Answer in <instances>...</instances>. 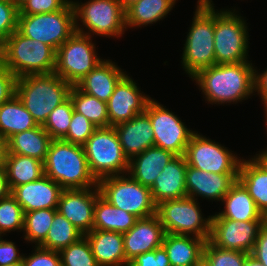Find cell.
Listing matches in <instances>:
<instances>
[{"instance_id": "cell-1", "label": "cell", "mask_w": 267, "mask_h": 266, "mask_svg": "<svg viewBox=\"0 0 267 266\" xmlns=\"http://www.w3.org/2000/svg\"><path fill=\"white\" fill-rule=\"evenodd\" d=\"M191 78L210 104L237 103L255 93V68L250 61L215 64Z\"/></svg>"}, {"instance_id": "cell-2", "label": "cell", "mask_w": 267, "mask_h": 266, "mask_svg": "<svg viewBox=\"0 0 267 266\" xmlns=\"http://www.w3.org/2000/svg\"><path fill=\"white\" fill-rule=\"evenodd\" d=\"M44 173L63 189L98 186L90 172L84 147L63 139H52L44 161Z\"/></svg>"}, {"instance_id": "cell-3", "label": "cell", "mask_w": 267, "mask_h": 266, "mask_svg": "<svg viewBox=\"0 0 267 266\" xmlns=\"http://www.w3.org/2000/svg\"><path fill=\"white\" fill-rule=\"evenodd\" d=\"M56 51L48 44L32 40L18 30L0 47V62L17 78L55 71Z\"/></svg>"}, {"instance_id": "cell-4", "label": "cell", "mask_w": 267, "mask_h": 266, "mask_svg": "<svg viewBox=\"0 0 267 266\" xmlns=\"http://www.w3.org/2000/svg\"><path fill=\"white\" fill-rule=\"evenodd\" d=\"M71 87L55 72L28 75L17 78L15 95L37 124L43 125L51 111L69 97Z\"/></svg>"}, {"instance_id": "cell-5", "label": "cell", "mask_w": 267, "mask_h": 266, "mask_svg": "<svg viewBox=\"0 0 267 266\" xmlns=\"http://www.w3.org/2000/svg\"><path fill=\"white\" fill-rule=\"evenodd\" d=\"M189 33L184 44L182 66L193 77L198 71L216 64L214 47V4L198 0Z\"/></svg>"}, {"instance_id": "cell-6", "label": "cell", "mask_w": 267, "mask_h": 266, "mask_svg": "<svg viewBox=\"0 0 267 266\" xmlns=\"http://www.w3.org/2000/svg\"><path fill=\"white\" fill-rule=\"evenodd\" d=\"M90 172L97 181L127 174L129 160L114 127H98L83 145Z\"/></svg>"}, {"instance_id": "cell-7", "label": "cell", "mask_w": 267, "mask_h": 266, "mask_svg": "<svg viewBox=\"0 0 267 266\" xmlns=\"http://www.w3.org/2000/svg\"><path fill=\"white\" fill-rule=\"evenodd\" d=\"M17 30L32 40L48 44L56 51L76 32L72 0L55 12L19 15Z\"/></svg>"}, {"instance_id": "cell-8", "label": "cell", "mask_w": 267, "mask_h": 266, "mask_svg": "<svg viewBox=\"0 0 267 266\" xmlns=\"http://www.w3.org/2000/svg\"><path fill=\"white\" fill-rule=\"evenodd\" d=\"M196 199L184 197L156 205V215L165 233L189 235L206 241L211 234V216L202 217ZM204 218V219H203Z\"/></svg>"}, {"instance_id": "cell-9", "label": "cell", "mask_w": 267, "mask_h": 266, "mask_svg": "<svg viewBox=\"0 0 267 266\" xmlns=\"http://www.w3.org/2000/svg\"><path fill=\"white\" fill-rule=\"evenodd\" d=\"M76 32L92 37L91 33L101 36L120 37L126 31L125 9L119 0H89L85 3L73 2ZM88 32L80 27V21ZM125 28V30H124Z\"/></svg>"}, {"instance_id": "cell-10", "label": "cell", "mask_w": 267, "mask_h": 266, "mask_svg": "<svg viewBox=\"0 0 267 266\" xmlns=\"http://www.w3.org/2000/svg\"><path fill=\"white\" fill-rule=\"evenodd\" d=\"M115 175L98 181L101 196L116 208L146 218L156 214L150 187L140 184L129 175Z\"/></svg>"}, {"instance_id": "cell-11", "label": "cell", "mask_w": 267, "mask_h": 266, "mask_svg": "<svg viewBox=\"0 0 267 266\" xmlns=\"http://www.w3.org/2000/svg\"><path fill=\"white\" fill-rule=\"evenodd\" d=\"M244 19L232 10L214 9L216 64L247 62L248 31Z\"/></svg>"}, {"instance_id": "cell-12", "label": "cell", "mask_w": 267, "mask_h": 266, "mask_svg": "<svg viewBox=\"0 0 267 266\" xmlns=\"http://www.w3.org/2000/svg\"><path fill=\"white\" fill-rule=\"evenodd\" d=\"M95 44L88 35L74 32L56 50L55 73L75 86L103 59L96 54Z\"/></svg>"}, {"instance_id": "cell-13", "label": "cell", "mask_w": 267, "mask_h": 266, "mask_svg": "<svg viewBox=\"0 0 267 266\" xmlns=\"http://www.w3.org/2000/svg\"><path fill=\"white\" fill-rule=\"evenodd\" d=\"M145 112L154 132V146L176 156L184 155L195 131L188 129L179 117L152 98L147 103Z\"/></svg>"}, {"instance_id": "cell-14", "label": "cell", "mask_w": 267, "mask_h": 266, "mask_svg": "<svg viewBox=\"0 0 267 266\" xmlns=\"http://www.w3.org/2000/svg\"><path fill=\"white\" fill-rule=\"evenodd\" d=\"M184 157L187 165L212 173H239L242 159L224 146L194 133L186 147Z\"/></svg>"}, {"instance_id": "cell-15", "label": "cell", "mask_w": 267, "mask_h": 266, "mask_svg": "<svg viewBox=\"0 0 267 266\" xmlns=\"http://www.w3.org/2000/svg\"><path fill=\"white\" fill-rule=\"evenodd\" d=\"M266 220L234 221L211 219L209 241L224 250H237L251 254L259 230Z\"/></svg>"}, {"instance_id": "cell-16", "label": "cell", "mask_w": 267, "mask_h": 266, "mask_svg": "<svg viewBox=\"0 0 267 266\" xmlns=\"http://www.w3.org/2000/svg\"><path fill=\"white\" fill-rule=\"evenodd\" d=\"M100 195L98 186L93 189H63L57 211L85 235L93 230L94 205Z\"/></svg>"}, {"instance_id": "cell-17", "label": "cell", "mask_w": 267, "mask_h": 266, "mask_svg": "<svg viewBox=\"0 0 267 266\" xmlns=\"http://www.w3.org/2000/svg\"><path fill=\"white\" fill-rule=\"evenodd\" d=\"M140 92L137 83L127 74L118 82L107 102L109 126L127 122L145 111L151 97Z\"/></svg>"}, {"instance_id": "cell-18", "label": "cell", "mask_w": 267, "mask_h": 266, "mask_svg": "<svg viewBox=\"0 0 267 266\" xmlns=\"http://www.w3.org/2000/svg\"><path fill=\"white\" fill-rule=\"evenodd\" d=\"M164 235L163 225L156 214L139 218L132 228L123 233L126 266L137 255L151 252L162 246Z\"/></svg>"}, {"instance_id": "cell-19", "label": "cell", "mask_w": 267, "mask_h": 266, "mask_svg": "<svg viewBox=\"0 0 267 266\" xmlns=\"http://www.w3.org/2000/svg\"><path fill=\"white\" fill-rule=\"evenodd\" d=\"M238 174H217L202 171L187 165L185 178L187 196L196 200L198 198H195V196L222 201L231 186L238 180Z\"/></svg>"}, {"instance_id": "cell-20", "label": "cell", "mask_w": 267, "mask_h": 266, "mask_svg": "<svg viewBox=\"0 0 267 266\" xmlns=\"http://www.w3.org/2000/svg\"><path fill=\"white\" fill-rule=\"evenodd\" d=\"M63 188L46 175L34 182L16 186L11 194L22 206L23 212L57 209Z\"/></svg>"}, {"instance_id": "cell-21", "label": "cell", "mask_w": 267, "mask_h": 266, "mask_svg": "<svg viewBox=\"0 0 267 266\" xmlns=\"http://www.w3.org/2000/svg\"><path fill=\"white\" fill-rule=\"evenodd\" d=\"M187 163L184 155L174 157L156 177L150 187L155 205L166 200L180 199L187 196L186 189Z\"/></svg>"}, {"instance_id": "cell-22", "label": "cell", "mask_w": 267, "mask_h": 266, "mask_svg": "<svg viewBox=\"0 0 267 266\" xmlns=\"http://www.w3.org/2000/svg\"><path fill=\"white\" fill-rule=\"evenodd\" d=\"M114 129L128 160L154 146V132L145 111L127 122L115 125Z\"/></svg>"}, {"instance_id": "cell-23", "label": "cell", "mask_w": 267, "mask_h": 266, "mask_svg": "<svg viewBox=\"0 0 267 266\" xmlns=\"http://www.w3.org/2000/svg\"><path fill=\"white\" fill-rule=\"evenodd\" d=\"M125 75L115 62L103 60L75 86L80 91L107 103L116 85Z\"/></svg>"}, {"instance_id": "cell-24", "label": "cell", "mask_w": 267, "mask_h": 266, "mask_svg": "<svg viewBox=\"0 0 267 266\" xmlns=\"http://www.w3.org/2000/svg\"><path fill=\"white\" fill-rule=\"evenodd\" d=\"M175 154L158 147L147 148L129 160L128 174L140 184L151 187L162 169L174 158Z\"/></svg>"}, {"instance_id": "cell-25", "label": "cell", "mask_w": 267, "mask_h": 266, "mask_svg": "<svg viewBox=\"0 0 267 266\" xmlns=\"http://www.w3.org/2000/svg\"><path fill=\"white\" fill-rule=\"evenodd\" d=\"M85 236L99 266H126L123 233L93 229Z\"/></svg>"}, {"instance_id": "cell-26", "label": "cell", "mask_w": 267, "mask_h": 266, "mask_svg": "<svg viewBox=\"0 0 267 266\" xmlns=\"http://www.w3.org/2000/svg\"><path fill=\"white\" fill-rule=\"evenodd\" d=\"M225 204L223 211L211 215V219H231L234 221L266 220L257 209L253 198L244 185L237 180L223 197Z\"/></svg>"}, {"instance_id": "cell-27", "label": "cell", "mask_w": 267, "mask_h": 266, "mask_svg": "<svg viewBox=\"0 0 267 266\" xmlns=\"http://www.w3.org/2000/svg\"><path fill=\"white\" fill-rule=\"evenodd\" d=\"M205 243L194 236L165 233L162 246L171 266H194L203 257Z\"/></svg>"}, {"instance_id": "cell-28", "label": "cell", "mask_w": 267, "mask_h": 266, "mask_svg": "<svg viewBox=\"0 0 267 266\" xmlns=\"http://www.w3.org/2000/svg\"><path fill=\"white\" fill-rule=\"evenodd\" d=\"M52 138L38 125L30 130L12 135L7 140L8 154L26 155L45 161Z\"/></svg>"}, {"instance_id": "cell-29", "label": "cell", "mask_w": 267, "mask_h": 266, "mask_svg": "<svg viewBox=\"0 0 267 266\" xmlns=\"http://www.w3.org/2000/svg\"><path fill=\"white\" fill-rule=\"evenodd\" d=\"M37 126L33 116L16 95L0 105V136L4 139L8 140L12 135Z\"/></svg>"}, {"instance_id": "cell-30", "label": "cell", "mask_w": 267, "mask_h": 266, "mask_svg": "<svg viewBox=\"0 0 267 266\" xmlns=\"http://www.w3.org/2000/svg\"><path fill=\"white\" fill-rule=\"evenodd\" d=\"M138 218L123 209L111 205L101 195L96 199L93 214V229L125 233Z\"/></svg>"}, {"instance_id": "cell-31", "label": "cell", "mask_w": 267, "mask_h": 266, "mask_svg": "<svg viewBox=\"0 0 267 266\" xmlns=\"http://www.w3.org/2000/svg\"><path fill=\"white\" fill-rule=\"evenodd\" d=\"M238 180L248 190L257 209L267 217V172L253 158L242 159Z\"/></svg>"}, {"instance_id": "cell-32", "label": "cell", "mask_w": 267, "mask_h": 266, "mask_svg": "<svg viewBox=\"0 0 267 266\" xmlns=\"http://www.w3.org/2000/svg\"><path fill=\"white\" fill-rule=\"evenodd\" d=\"M176 0H139L125 9L127 27H141L162 20L175 5Z\"/></svg>"}, {"instance_id": "cell-33", "label": "cell", "mask_w": 267, "mask_h": 266, "mask_svg": "<svg viewBox=\"0 0 267 266\" xmlns=\"http://www.w3.org/2000/svg\"><path fill=\"white\" fill-rule=\"evenodd\" d=\"M5 171L10 190L16 186L38 180L44 173V162L18 154H7Z\"/></svg>"}, {"instance_id": "cell-34", "label": "cell", "mask_w": 267, "mask_h": 266, "mask_svg": "<svg viewBox=\"0 0 267 266\" xmlns=\"http://www.w3.org/2000/svg\"><path fill=\"white\" fill-rule=\"evenodd\" d=\"M69 97L75 112L84 115L97 127H109L106 102L80 91L76 86L71 87Z\"/></svg>"}, {"instance_id": "cell-35", "label": "cell", "mask_w": 267, "mask_h": 266, "mask_svg": "<svg viewBox=\"0 0 267 266\" xmlns=\"http://www.w3.org/2000/svg\"><path fill=\"white\" fill-rule=\"evenodd\" d=\"M51 224L46 239L39 245L44 249L60 251L84 236L58 211L55 212Z\"/></svg>"}, {"instance_id": "cell-36", "label": "cell", "mask_w": 267, "mask_h": 266, "mask_svg": "<svg viewBox=\"0 0 267 266\" xmlns=\"http://www.w3.org/2000/svg\"><path fill=\"white\" fill-rule=\"evenodd\" d=\"M57 209H40L24 213V239L39 246L45 239L52 225Z\"/></svg>"}, {"instance_id": "cell-37", "label": "cell", "mask_w": 267, "mask_h": 266, "mask_svg": "<svg viewBox=\"0 0 267 266\" xmlns=\"http://www.w3.org/2000/svg\"><path fill=\"white\" fill-rule=\"evenodd\" d=\"M73 111L70 97L51 111L42 127L52 139H62L67 134Z\"/></svg>"}, {"instance_id": "cell-38", "label": "cell", "mask_w": 267, "mask_h": 266, "mask_svg": "<svg viewBox=\"0 0 267 266\" xmlns=\"http://www.w3.org/2000/svg\"><path fill=\"white\" fill-rule=\"evenodd\" d=\"M61 266H99L84 235L76 242L59 251Z\"/></svg>"}, {"instance_id": "cell-39", "label": "cell", "mask_w": 267, "mask_h": 266, "mask_svg": "<svg viewBox=\"0 0 267 266\" xmlns=\"http://www.w3.org/2000/svg\"><path fill=\"white\" fill-rule=\"evenodd\" d=\"M24 229V212L22 206L10 193L0 200V236L6 232Z\"/></svg>"}, {"instance_id": "cell-40", "label": "cell", "mask_w": 267, "mask_h": 266, "mask_svg": "<svg viewBox=\"0 0 267 266\" xmlns=\"http://www.w3.org/2000/svg\"><path fill=\"white\" fill-rule=\"evenodd\" d=\"M249 253L237 250H224L206 241L203 257L211 266H243Z\"/></svg>"}, {"instance_id": "cell-41", "label": "cell", "mask_w": 267, "mask_h": 266, "mask_svg": "<svg viewBox=\"0 0 267 266\" xmlns=\"http://www.w3.org/2000/svg\"><path fill=\"white\" fill-rule=\"evenodd\" d=\"M97 128L84 115L73 111L69 130L62 139L83 146Z\"/></svg>"}, {"instance_id": "cell-42", "label": "cell", "mask_w": 267, "mask_h": 266, "mask_svg": "<svg viewBox=\"0 0 267 266\" xmlns=\"http://www.w3.org/2000/svg\"><path fill=\"white\" fill-rule=\"evenodd\" d=\"M19 9L14 3L0 1V47L18 29Z\"/></svg>"}, {"instance_id": "cell-43", "label": "cell", "mask_w": 267, "mask_h": 266, "mask_svg": "<svg viewBox=\"0 0 267 266\" xmlns=\"http://www.w3.org/2000/svg\"><path fill=\"white\" fill-rule=\"evenodd\" d=\"M23 266H61L59 251L35 246V251L29 256H23Z\"/></svg>"}, {"instance_id": "cell-44", "label": "cell", "mask_w": 267, "mask_h": 266, "mask_svg": "<svg viewBox=\"0 0 267 266\" xmlns=\"http://www.w3.org/2000/svg\"><path fill=\"white\" fill-rule=\"evenodd\" d=\"M70 0H28L19 8V15H35L61 10Z\"/></svg>"}, {"instance_id": "cell-45", "label": "cell", "mask_w": 267, "mask_h": 266, "mask_svg": "<svg viewBox=\"0 0 267 266\" xmlns=\"http://www.w3.org/2000/svg\"><path fill=\"white\" fill-rule=\"evenodd\" d=\"M128 266H171L167 252L163 246L151 252L137 255Z\"/></svg>"}, {"instance_id": "cell-46", "label": "cell", "mask_w": 267, "mask_h": 266, "mask_svg": "<svg viewBox=\"0 0 267 266\" xmlns=\"http://www.w3.org/2000/svg\"><path fill=\"white\" fill-rule=\"evenodd\" d=\"M17 77L0 62V105L15 95Z\"/></svg>"}, {"instance_id": "cell-47", "label": "cell", "mask_w": 267, "mask_h": 266, "mask_svg": "<svg viewBox=\"0 0 267 266\" xmlns=\"http://www.w3.org/2000/svg\"><path fill=\"white\" fill-rule=\"evenodd\" d=\"M14 242L3 240L0 236V266H10L23 261Z\"/></svg>"}, {"instance_id": "cell-48", "label": "cell", "mask_w": 267, "mask_h": 266, "mask_svg": "<svg viewBox=\"0 0 267 266\" xmlns=\"http://www.w3.org/2000/svg\"><path fill=\"white\" fill-rule=\"evenodd\" d=\"M264 266H267V222L262 225L251 253Z\"/></svg>"}, {"instance_id": "cell-49", "label": "cell", "mask_w": 267, "mask_h": 266, "mask_svg": "<svg viewBox=\"0 0 267 266\" xmlns=\"http://www.w3.org/2000/svg\"><path fill=\"white\" fill-rule=\"evenodd\" d=\"M255 92L261 96L262 101L267 98V68L263 73H258L255 69Z\"/></svg>"}, {"instance_id": "cell-50", "label": "cell", "mask_w": 267, "mask_h": 266, "mask_svg": "<svg viewBox=\"0 0 267 266\" xmlns=\"http://www.w3.org/2000/svg\"><path fill=\"white\" fill-rule=\"evenodd\" d=\"M11 193L8 185L5 168L0 169V200L7 197Z\"/></svg>"}, {"instance_id": "cell-51", "label": "cell", "mask_w": 267, "mask_h": 266, "mask_svg": "<svg viewBox=\"0 0 267 266\" xmlns=\"http://www.w3.org/2000/svg\"><path fill=\"white\" fill-rule=\"evenodd\" d=\"M7 154V140L0 136V169L5 168Z\"/></svg>"}, {"instance_id": "cell-52", "label": "cell", "mask_w": 267, "mask_h": 266, "mask_svg": "<svg viewBox=\"0 0 267 266\" xmlns=\"http://www.w3.org/2000/svg\"><path fill=\"white\" fill-rule=\"evenodd\" d=\"M253 159L267 172V149L256 154Z\"/></svg>"}, {"instance_id": "cell-53", "label": "cell", "mask_w": 267, "mask_h": 266, "mask_svg": "<svg viewBox=\"0 0 267 266\" xmlns=\"http://www.w3.org/2000/svg\"><path fill=\"white\" fill-rule=\"evenodd\" d=\"M243 266H264V265L260 261H258L254 256L249 254Z\"/></svg>"}, {"instance_id": "cell-54", "label": "cell", "mask_w": 267, "mask_h": 266, "mask_svg": "<svg viewBox=\"0 0 267 266\" xmlns=\"http://www.w3.org/2000/svg\"><path fill=\"white\" fill-rule=\"evenodd\" d=\"M120 3L122 4V7L124 9H126L127 7H129L130 5H132L133 3L139 1V0H119Z\"/></svg>"}, {"instance_id": "cell-55", "label": "cell", "mask_w": 267, "mask_h": 266, "mask_svg": "<svg viewBox=\"0 0 267 266\" xmlns=\"http://www.w3.org/2000/svg\"><path fill=\"white\" fill-rule=\"evenodd\" d=\"M194 266H211V265L204 257H202Z\"/></svg>"}, {"instance_id": "cell-56", "label": "cell", "mask_w": 267, "mask_h": 266, "mask_svg": "<svg viewBox=\"0 0 267 266\" xmlns=\"http://www.w3.org/2000/svg\"><path fill=\"white\" fill-rule=\"evenodd\" d=\"M28 0H13V3L15 6L19 9L21 6H23Z\"/></svg>"}, {"instance_id": "cell-57", "label": "cell", "mask_w": 267, "mask_h": 266, "mask_svg": "<svg viewBox=\"0 0 267 266\" xmlns=\"http://www.w3.org/2000/svg\"><path fill=\"white\" fill-rule=\"evenodd\" d=\"M262 103L264 104L265 113H267V98Z\"/></svg>"}, {"instance_id": "cell-58", "label": "cell", "mask_w": 267, "mask_h": 266, "mask_svg": "<svg viewBox=\"0 0 267 266\" xmlns=\"http://www.w3.org/2000/svg\"><path fill=\"white\" fill-rule=\"evenodd\" d=\"M10 266H23V262H19V263H16V264L10 265Z\"/></svg>"}, {"instance_id": "cell-59", "label": "cell", "mask_w": 267, "mask_h": 266, "mask_svg": "<svg viewBox=\"0 0 267 266\" xmlns=\"http://www.w3.org/2000/svg\"><path fill=\"white\" fill-rule=\"evenodd\" d=\"M0 1L7 2V3H13V0H0Z\"/></svg>"}, {"instance_id": "cell-60", "label": "cell", "mask_w": 267, "mask_h": 266, "mask_svg": "<svg viewBox=\"0 0 267 266\" xmlns=\"http://www.w3.org/2000/svg\"><path fill=\"white\" fill-rule=\"evenodd\" d=\"M265 114H266V115H265V116H266V118H265V119H266V125H267V113H265ZM266 149H267V148H266Z\"/></svg>"}]
</instances>
